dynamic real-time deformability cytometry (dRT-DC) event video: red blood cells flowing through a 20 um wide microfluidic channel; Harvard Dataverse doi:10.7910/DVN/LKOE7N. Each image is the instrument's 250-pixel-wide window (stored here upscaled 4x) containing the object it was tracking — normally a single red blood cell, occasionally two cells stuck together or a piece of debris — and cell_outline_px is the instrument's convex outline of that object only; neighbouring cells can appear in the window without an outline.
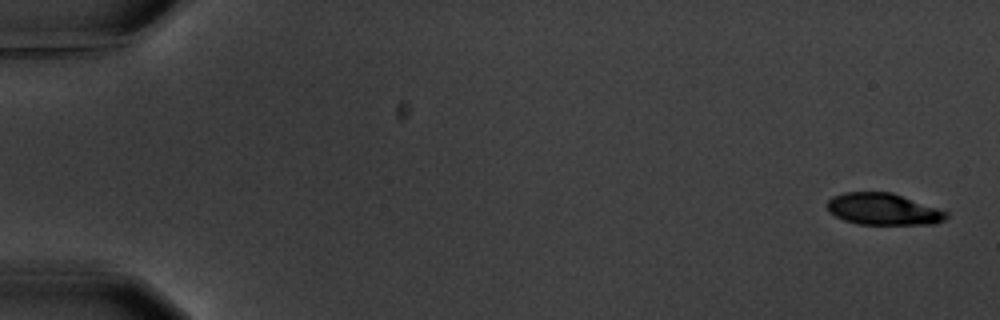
{"species": "common noctule bat (a hibernating species)", "species_latin": "Nyctalus noctula", "temperature_condition": "warm", "stored_images_in_passage": 5, "camera_frame_rate_fps": 3000, "um_per_image_px": 0.085, "animal": {"sex": "male", "body_mass_g": 20.1, "forearm_length_mm": 53.5}, "frame": {"image": 1, "passage_image": 1, "time_ms": 0.0, "image_size_px": [1000, 320], "cell_outline_px": [[948, 216], [944, 220], [936, 224], [860, 224], [844, 220], [828, 212], [828, 200], [832, 196], [844, 192], [892, 192], [948, 212]], "centroid_in_image_um": [75.07, 17.77], "position_along_channel_um": 9.9, "area_um2": 21.91}}
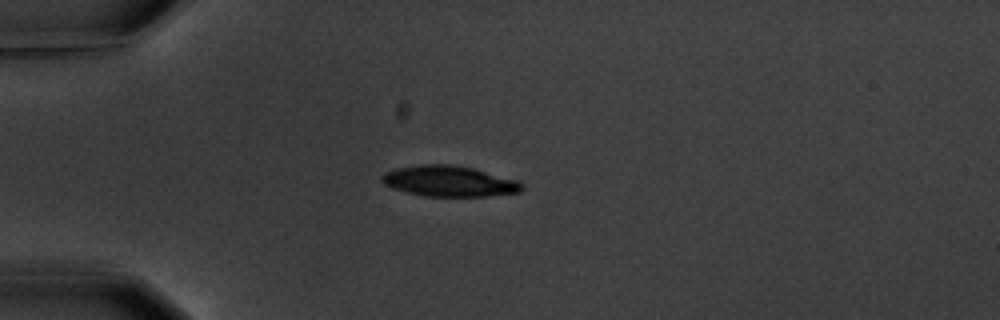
{"frame": {"image": 2, "passage_image": 5, "time_ms": 4.667, "image_size_px": [1000, 320], "cell_outline_px": [[524, 188], [520, 192], [484, 196], [424, 196], [392, 188], [384, 184], [380, 180], [380, 176], [384, 172], [396, 168], [420, 164], [448, 164], [472, 168], [516, 180], [524, 184]], "centroid_in_image_um": [38.14, 15.4], "position_along_channel_um": 46.9, "area_um2": 24.97}}